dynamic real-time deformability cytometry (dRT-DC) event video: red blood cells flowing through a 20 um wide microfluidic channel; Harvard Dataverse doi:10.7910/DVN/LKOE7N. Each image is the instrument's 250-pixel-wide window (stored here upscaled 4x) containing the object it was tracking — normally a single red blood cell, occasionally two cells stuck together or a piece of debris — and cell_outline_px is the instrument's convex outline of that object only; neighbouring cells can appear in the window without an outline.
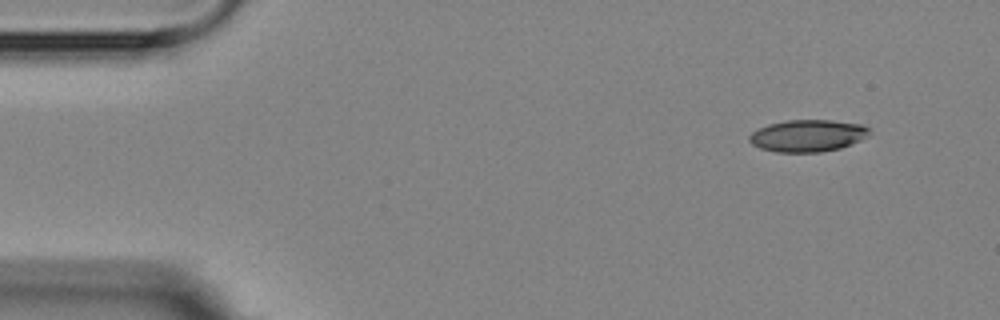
{"species": "Egyptian fruit bat (a non-hibernating species)", "species_latin": "Rousettus aegyptiacus", "temperature_condition": "room temperature", "stored_images_in_passage": 5, "camera_frame_rate_fps": 3000, "um_per_image_px": 0.085, "animal": {"sex": "female"}, "frame": {"image": 1, "passage_image": 1, "time_ms": 0.0, "image_size_px": [1000, 320], "cell_outline_px": [[872, 128], [868, 136], [852, 144], [840, 148], [820, 152], [776, 152], [760, 148], [752, 144], [748, 140], [748, 136], [752, 132], [768, 124], [788, 120], [832, 120], [864, 124]], "centroid_in_image_um": [68.69, 11.53], "position_along_channel_um": 16.3, "area_um2": 22.6}}
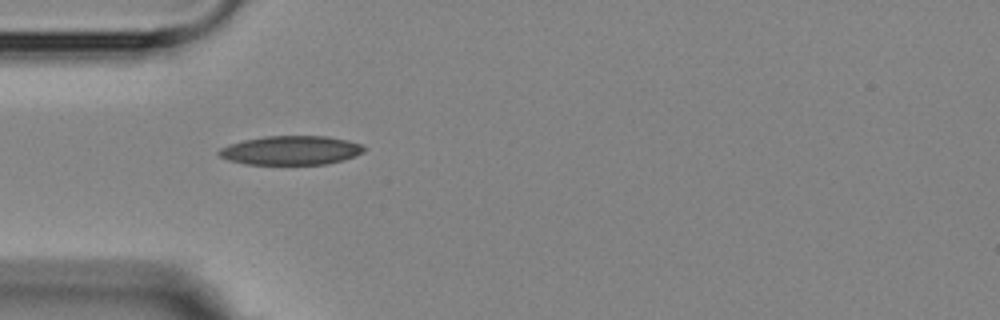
{"frame": {"image": 2, "passage_image": 4, "time_ms": 3.667, "image_size_px": [1000, 320], "cell_outline_px": [[368, 148], [364, 152], [344, 160], [324, 164], [244, 164], [228, 160], [220, 156], [216, 152], [220, 148], [228, 144], [244, 140], [264, 136], [328, 136], [348, 140], [360, 144]], "centroid_in_image_um": [24.73, 12.77], "position_along_channel_um": 60.3, "area_um2": 24.68}}
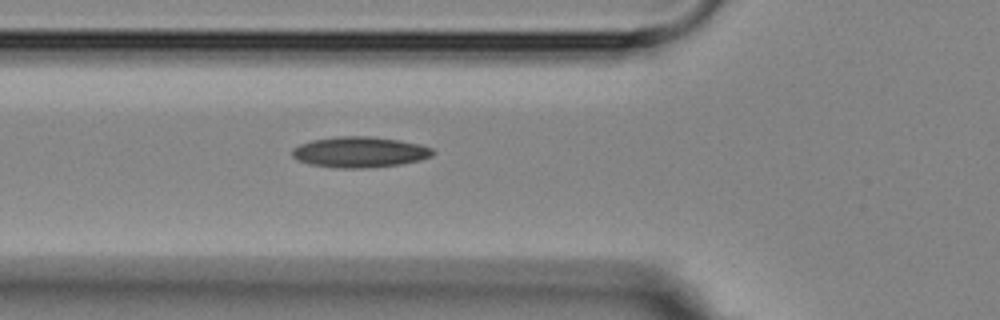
{"frame": {"image": 3, "passage_image": 5, "time_ms": 4.667, "image_size_px": [1000, 320], "cell_outline_px": [[436, 152], [432, 156], [420, 160], [400, 164], [364, 168], [336, 168], [308, 164], [296, 160], [292, 156], [292, 148], [300, 144], [312, 140], [336, 136], [368, 136], [400, 140], [420, 144], [432, 148]], "centroid_in_image_um": [30.56, 12.92], "position_along_channel_um": 95.2, "area_um2": 25.37}}